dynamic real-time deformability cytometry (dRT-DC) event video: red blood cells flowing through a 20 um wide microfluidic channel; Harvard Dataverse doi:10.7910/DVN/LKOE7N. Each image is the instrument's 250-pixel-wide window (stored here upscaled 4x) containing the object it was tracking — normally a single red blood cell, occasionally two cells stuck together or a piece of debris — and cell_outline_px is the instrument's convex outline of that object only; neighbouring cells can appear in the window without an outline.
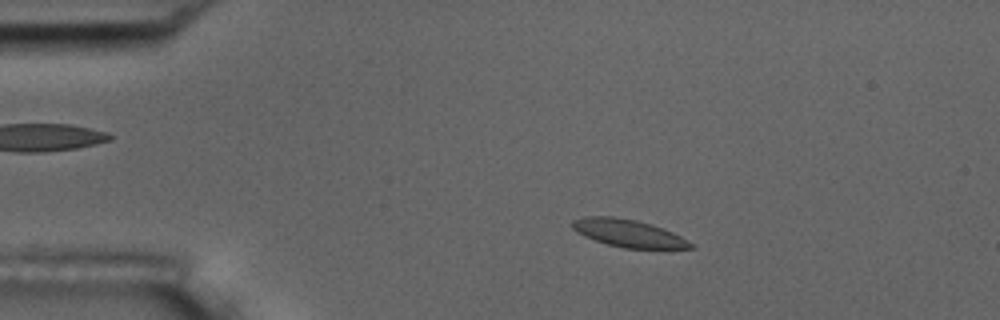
{"species": "common noctule bat (a hibernating species)", "species_latin": "Nyctalus noctula", "temperature_condition": "room temperature", "stored_images_in_passage": 55, "camera_frame_rate_fps": 3000, "um_per_image_px": 0.085, "animal": {"sex": "male", "body_mass_g": 17.5, "forearm_length_mm": 52.3}, "frame": {"image": 1, "passage_image": 10, "time_ms": 3.0, "image_size_px": [1000, 320], "cell_outline_px": [[696, 248], [624, 248], [608, 244], [584, 236], [576, 232], [572, 228], [572, 220], [584, 216], [616, 216], [636, 220], [652, 224], [672, 232], [696, 244]], "centroid_in_image_um": [53.42, 19.81], "position_along_channel_um": 31.6, "area_um2": 19.02}}
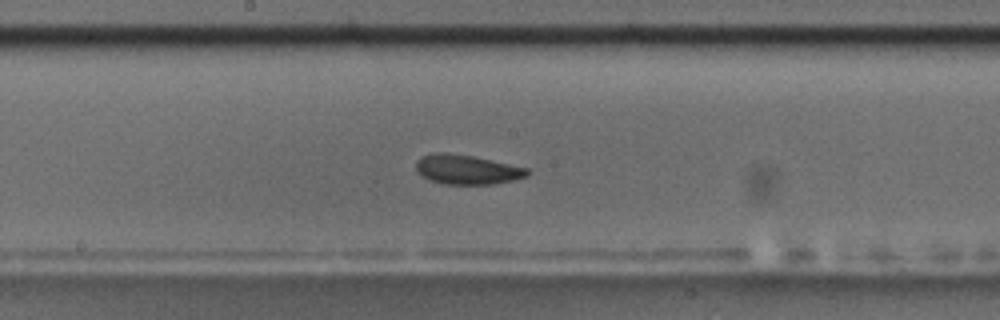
{"frame": {"image": 2, "passage_image": 29, "time_ms": 9.333, "image_size_px": [1000, 320], "cell_outline_px": [[528, 176], [512, 180], [492, 184], [440, 184], [424, 176], [416, 168], [416, 160], [420, 156], [432, 152], [448, 152], [472, 156], [528, 168]], "centroid_in_image_um": [39.66, 14.4], "position_along_channel_um": 208.5, "area_um2": 19.02}}
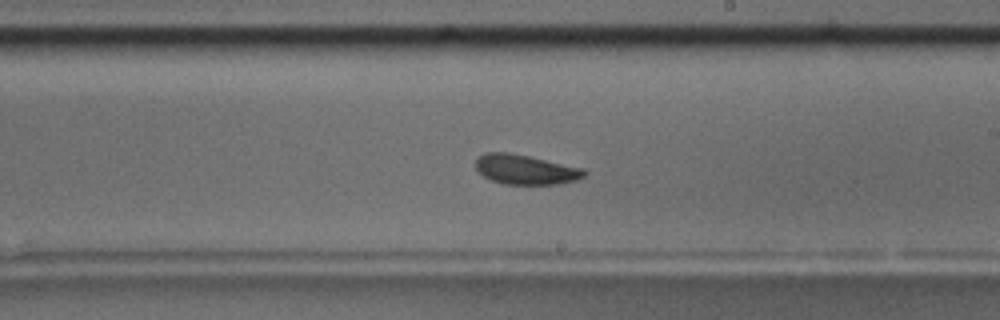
{"frame": {"image": 3, "passage_image": 32, "time_ms": 10.333, "image_size_px": [1000, 320], "cell_outline_px": [[588, 172], [584, 176], [576, 180], [560, 184], [504, 184], [492, 180], [484, 176], [476, 168], [476, 160], [484, 152], [508, 152], [528, 156], [584, 168]], "centroid_in_image_um": [44.69, 14.41], "position_along_channel_um": 244.3, "area_um2": 18.73}, "authors_computed_cell_mechanics": {"area_um2": 19.1896, "velocity_mm_per_s": 3.5969, "shape_relaxation_time_tau1_ms": 6.5778, "shape_relaxation_time_tau2_ms": 2.9803, "deformation_change_tau1": 0.1005, "deformation_change_tau2": 0.0852}}